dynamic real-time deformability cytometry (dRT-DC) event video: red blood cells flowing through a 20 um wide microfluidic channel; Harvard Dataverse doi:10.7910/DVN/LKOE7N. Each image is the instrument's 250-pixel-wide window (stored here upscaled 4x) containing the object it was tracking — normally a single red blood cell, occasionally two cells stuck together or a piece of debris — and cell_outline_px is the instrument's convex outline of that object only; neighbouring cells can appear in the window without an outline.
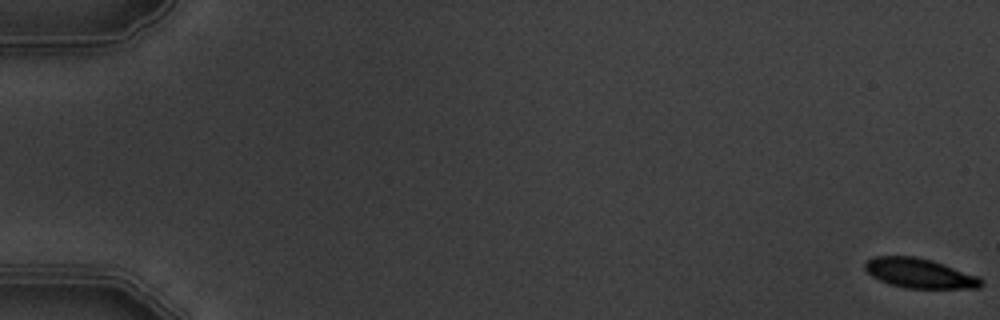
{"species": "common noctule bat (a hibernating species)", "species_latin": "Nyctalus noctula", "temperature_condition": "warm", "stored_images_in_passage": 5, "camera_frame_rate_fps": 3000, "um_per_image_px": 0.085, "animal": {"sex": "male", "body_mass_g": 19.5, "forearm_length_mm": 54.6}, "frame": {"image": 1, "passage_image": 1, "time_ms": 0.0, "image_size_px": [1000, 320], "cell_outline_px": [[984, 284], [980, 288], [908, 288], [892, 284], [880, 280], [872, 276], [864, 268], [864, 260], [872, 256], [912, 256], [932, 260], [976, 276], [984, 280]], "centroid_in_image_um": [78.13, 23.22], "position_along_channel_um": 6.9, "area_um2": 19.94}}